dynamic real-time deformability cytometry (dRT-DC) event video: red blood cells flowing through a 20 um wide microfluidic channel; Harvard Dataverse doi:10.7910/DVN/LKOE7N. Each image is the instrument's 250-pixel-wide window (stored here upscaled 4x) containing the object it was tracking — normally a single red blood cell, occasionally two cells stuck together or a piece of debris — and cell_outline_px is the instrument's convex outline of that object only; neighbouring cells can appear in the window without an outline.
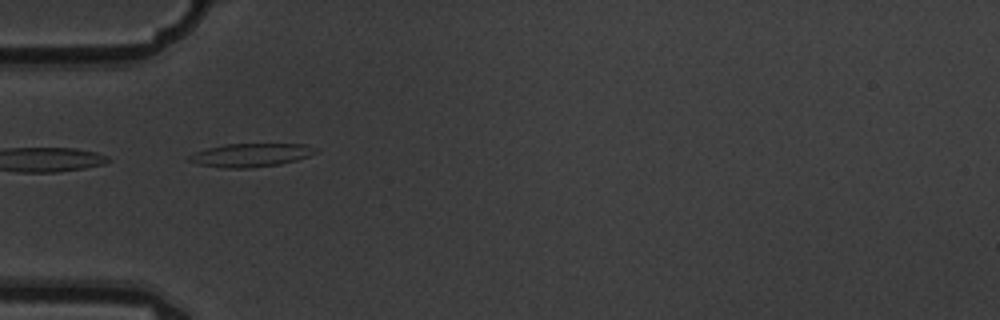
{"species": "common noctule bat (a hibernating species)", "species_latin": "Nyctalus noctula", "temperature_condition": "warm", "stored_images_in_passage": 8, "camera_frame_rate_fps": 3000, "um_per_image_px": 0.085, "animal": {"sex": "male", "body_mass_g": 19.5, "forearm_length_mm": 54.6}, "frame": {"image": 1, "passage_image": 4, "time_ms": 1.0, "image_size_px": [1000, 320], "cell_outline_px": [[320, 148], [316, 152], [308, 156], [296, 160], [280, 164], [252, 168], [224, 168], [196, 164], [188, 160], [188, 156], [196, 152], [208, 148], [224, 144], [304, 144]], "centroid_in_image_um": [21.33, 13.18], "position_along_channel_um": 63.7, "area_um2": 17.28}}
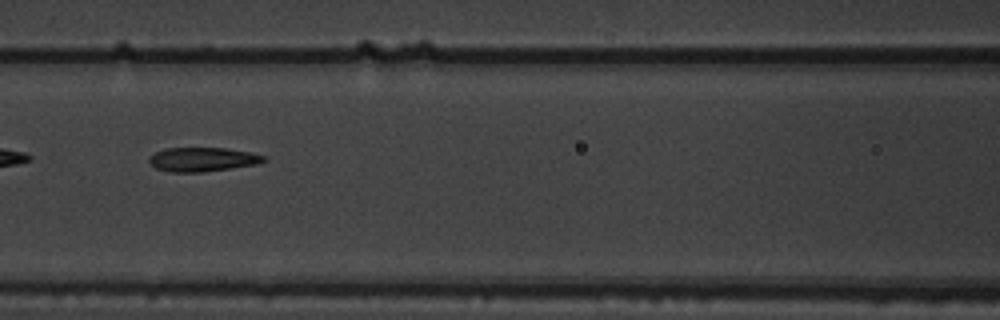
{"frame": {"image": 2, "passage_image": 6, "time_ms": 1.667, "image_size_px": [1000, 320], "cell_outline_px": [[268, 160], [256, 164], [200, 172], [172, 172], [156, 168], [148, 160], [148, 156], [156, 152], [168, 148], [224, 148], [252, 152], [264, 156]], "centroid_in_image_um": [17.22, 13.54], "position_along_channel_um": 149.4, "area_um2": 15.9}}
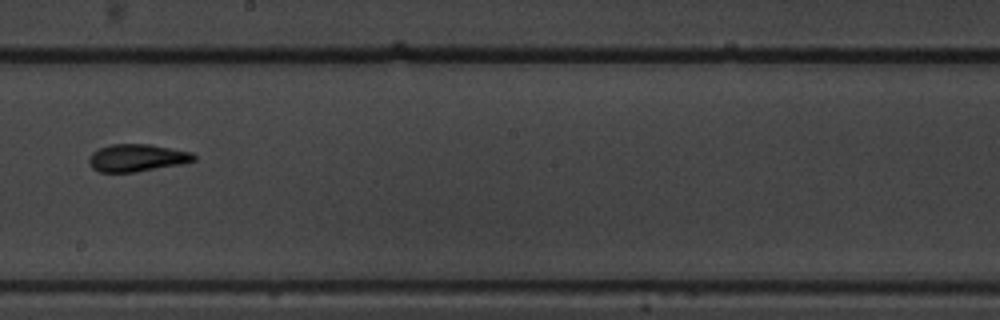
{"frame": {"image": 3, "passage_image": 8, "time_ms": 2.333, "image_size_px": [1000, 320], "cell_outline_px": [[196, 160], [184, 164], [136, 172], [100, 172], [92, 168], [88, 160], [92, 152], [100, 148], [112, 144], [148, 144], [192, 152], [196, 156]], "centroid_in_image_um": [11.67, 13.42], "position_along_channel_um": 236.5, "area_um2": 16.82}}